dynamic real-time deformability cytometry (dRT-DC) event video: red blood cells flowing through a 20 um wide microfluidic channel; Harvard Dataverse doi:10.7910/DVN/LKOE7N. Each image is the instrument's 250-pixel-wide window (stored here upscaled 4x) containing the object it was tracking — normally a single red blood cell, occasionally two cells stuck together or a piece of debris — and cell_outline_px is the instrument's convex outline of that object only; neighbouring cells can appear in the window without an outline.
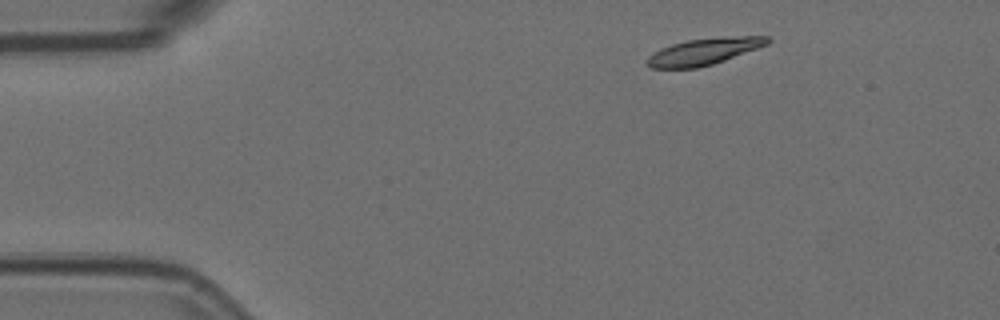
{"species": "Egyptian fruit bat (a non-hibernating species)", "species_latin": "Rousettus aegyptiacus", "temperature_condition": "room temperature", "stored_images_in_passage": 4, "camera_frame_rate_fps": 3000, "um_per_image_px": 0.085, "animal": {"sex": "female"}, "frame": {"image": 1, "passage_image": 1, "time_ms": 0.0, "image_size_px": [1000, 320], "cell_outline_px": [[772, 40], [768, 44], [724, 60], [712, 64], [696, 68], [652, 68], [644, 64], [644, 60], [648, 56], [660, 48], [672, 44], [688, 40], [740, 36], [768, 36]], "centroid_in_image_um": [59.78, 4.39], "position_along_channel_um": 25.2, "area_um2": 18.5}}
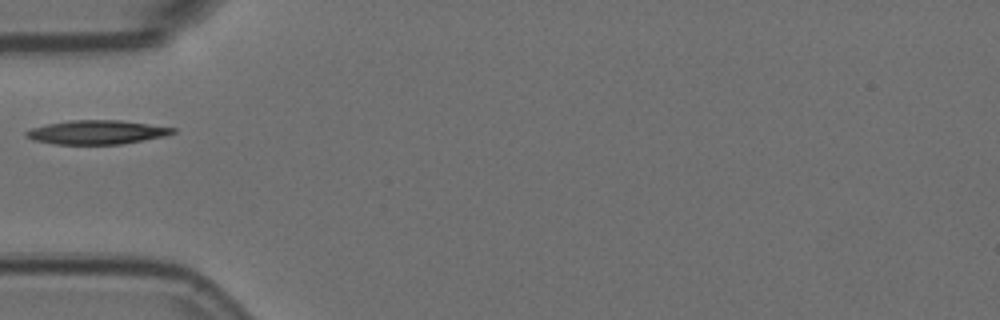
{"frame": {"image": 2, "passage_image": 4, "time_ms": 1.0, "image_size_px": [1000, 320], "cell_outline_px": [[176, 132], [164, 136], [120, 144], [56, 144], [32, 140], [24, 136], [24, 132], [32, 128], [48, 124], [68, 120], [120, 120], [176, 128]], "centroid_in_image_um": [8.19, 11.24], "position_along_channel_um": 76.8, "area_um2": 20.35}}